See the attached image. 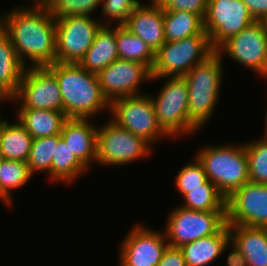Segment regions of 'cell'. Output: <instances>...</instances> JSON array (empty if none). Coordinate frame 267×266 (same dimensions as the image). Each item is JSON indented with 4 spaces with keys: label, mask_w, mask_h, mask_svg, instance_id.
<instances>
[{
    "label": "cell",
    "mask_w": 267,
    "mask_h": 266,
    "mask_svg": "<svg viewBox=\"0 0 267 266\" xmlns=\"http://www.w3.org/2000/svg\"><path fill=\"white\" fill-rule=\"evenodd\" d=\"M31 6H17L0 16V27L26 67L25 60L33 67L48 66L56 62V20L44 3Z\"/></svg>",
    "instance_id": "1"
},
{
    "label": "cell",
    "mask_w": 267,
    "mask_h": 266,
    "mask_svg": "<svg viewBox=\"0 0 267 266\" xmlns=\"http://www.w3.org/2000/svg\"><path fill=\"white\" fill-rule=\"evenodd\" d=\"M47 67L56 75L67 118L90 119L103 110H110L97 74L89 72L79 63L55 62Z\"/></svg>",
    "instance_id": "2"
},
{
    "label": "cell",
    "mask_w": 267,
    "mask_h": 266,
    "mask_svg": "<svg viewBox=\"0 0 267 266\" xmlns=\"http://www.w3.org/2000/svg\"><path fill=\"white\" fill-rule=\"evenodd\" d=\"M222 57L216 51L184 77L188 89L190 122L200 130L209 121L219 102L223 79Z\"/></svg>",
    "instance_id": "3"
},
{
    "label": "cell",
    "mask_w": 267,
    "mask_h": 266,
    "mask_svg": "<svg viewBox=\"0 0 267 266\" xmlns=\"http://www.w3.org/2000/svg\"><path fill=\"white\" fill-rule=\"evenodd\" d=\"M203 166L207 179L227 198L249 182L248 158L244 144L208 145L195 157Z\"/></svg>",
    "instance_id": "4"
},
{
    "label": "cell",
    "mask_w": 267,
    "mask_h": 266,
    "mask_svg": "<svg viewBox=\"0 0 267 266\" xmlns=\"http://www.w3.org/2000/svg\"><path fill=\"white\" fill-rule=\"evenodd\" d=\"M214 52L205 30L182 40L165 42L155 53L151 81L164 77H183Z\"/></svg>",
    "instance_id": "5"
},
{
    "label": "cell",
    "mask_w": 267,
    "mask_h": 266,
    "mask_svg": "<svg viewBox=\"0 0 267 266\" xmlns=\"http://www.w3.org/2000/svg\"><path fill=\"white\" fill-rule=\"evenodd\" d=\"M164 78L168 79L157 96L150 95L157 122L172 138L193 136L199 130L189 120L187 82L184 77Z\"/></svg>",
    "instance_id": "6"
},
{
    "label": "cell",
    "mask_w": 267,
    "mask_h": 266,
    "mask_svg": "<svg viewBox=\"0 0 267 266\" xmlns=\"http://www.w3.org/2000/svg\"><path fill=\"white\" fill-rule=\"evenodd\" d=\"M152 146L111 119L97 130L96 163L119 166L143 159L151 154Z\"/></svg>",
    "instance_id": "7"
},
{
    "label": "cell",
    "mask_w": 267,
    "mask_h": 266,
    "mask_svg": "<svg viewBox=\"0 0 267 266\" xmlns=\"http://www.w3.org/2000/svg\"><path fill=\"white\" fill-rule=\"evenodd\" d=\"M109 112L113 122L143 138L152 147L158 139L170 138L157 122L150 95L140 94L116 99L110 103Z\"/></svg>",
    "instance_id": "8"
},
{
    "label": "cell",
    "mask_w": 267,
    "mask_h": 266,
    "mask_svg": "<svg viewBox=\"0 0 267 266\" xmlns=\"http://www.w3.org/2000/svg\"><path fill=\"white\" fill-rule=\"evenodd\" d=\"M164 230L169 246L181 247L202 237L216 234L226 223V211H196L175 207Z\"/></svg>",
    "instance_id": "9"
},
{
    "label": "cell",
    "mask_w": 267,
    "mask_h": 266,
    "mask_svg": "<svg viewBox=\"0 0 267 266\" xmlns=\"http://www.w3.org/2000/svg\"><path fill=\"white\" fill-rule=\"evenodd\" d=\"M56 20V62L79 63L103 25L92 16H64Z\"/></svg>",
    "instance_id": "10"
},
{
    "label": "cell",
    "mask_w": 267,
    "mask_h": 266,
    "mask_svg": "<svg viewBox=\"0 0 267 266\" xmlns=\"http://www.w3.org/2000/svg\"><path fill=\"white\" fill-rule=\"evenodd\" d=\"M9 101L20 103L19 108L63 112L56 75L47 66L26 67L18 91Z\"/></svg>",
    "instance_id": "11"
},
{
    "label": "cell",
    "mask_w": 267,
    "mask_h": 266,
    "mask_svg": "<svg viewBox=\"0 0 267 266\" xmlns=\"http://www.w3.org/2000/svg\"><path fill=\"white\" fill-rule=\"evenodd\" d=\"M253 22L255 20L242 0H208L203 18L204 30L215 51Z\"/></svg>",
    "instance_id": "12"
},
{
    "label": "cell",
    "mask_w": 267,
    "mask_h": 266,
    "mask_svg": "<svg viewBox=\"0 0 267 266\" xmlns=\"http://www.w3.org/2000/svg\"><path fill=\"white\" fill-rule=\"evenodd\" d=\"M216 52L267 78V22L255 21L226 40Z\"/></svg>",
    "instance_id": "13"
},
{
    "label": "cell",
    "mask_w": 267,
    "mask_h": 266,
    "mask_svg": "<svg viewBox=\"0 0 267 266\" xmlns=\"http://www.w3.org/2000/svg\"><path fill=\"white\" fill-rule=\"evenodd\" d=\"M228 225L267 228V184L247 182L226 198Z\"/></svg>",
    "instance_id": "14"
},
{
    "label": "cell",
    "mask_w": 267,
    "mask_h": 266,
    "mask_svg": "<svg viewBox=\"0 0 267 266\" xmlns=\"http://www.w3.org/2000/svg\"><path fill=\"white\" fill-rule=\"evenodd\" d=\"M102 93L109 103L126 96L140 95L141 83L151 81V70L144 64L118 58L98 74Z\"/></svg>",
    "instance_id": "15"
},
{
    "label": "cell",
    "mask_w": 267,
    "mask_h": 266,
    "mask_svg": "<svg viewBox=\"0 0 267 266\" xmlns=\"http://www.w3.org/2000/svg\"><path fill=\"white\" fill-rule=\"evenodd\" d=\"M167 246L164 232L137 224L121 242L119 266H156Z\"/></svg>",
    "instance_id": "16"
},
{
    "label": "cell",
    "mask_w": 267,
    "mask_h": 266,
    "mask_svg": "<svg viewBox=\"0 0 267 266\" xmlns=\"http://www.w3.org/2000/svg\"><path fill=\"white\" fill-rule=\"evenodd\" d=\"M123 26L142 39L154 53L166 42L163 9L155 0L148 5L138 4Z\"/></svg>",
    "instance_id": "17"
},
{
    "label": "cell",
    "mask_w": 267,
    "mask_h": 266,
    "mask_svg": "<svg viewBox=\"0 0 267 266\" xmlns=\"http://www.w3.org/2000/svg\"><path fill=\"white\" fill-rule=\"evenodd\" d=\"M98 127L89 118H67L60 136L76 158L87 168L96 162ZM92 161V162H91Z\"/></svg>",
    "instance_id": "18"
},
{
    "label": "cell",
    "mask_w": 267,
    "mask_h": 266,
    "mask_svg": "<svg viewBox=\"0 0 267 266\" xmlns=\"http://www.w3.org/2000/svg\"><path fill=\"white\" fill-rule=\"evenodd\" d=\"M230 233L226 223L216 234L179 247L187 266H208L229 248Z\"/></svg>",
    "instance_id": "19"
},
{
    "label": "cell",
    "mask_w": 267,
    "mask_h": 266,
    "mask_svg": "<svg viewBox=\"0 0 267 266\" xmlns=\"http://www.w3.org/2000/svg\"><path fill=\"white\" fill-rule=\"evenodd\" d=\"M230 241L245 257L247 266H267V228L228 225Z\"/></svg>",
    "instance_id": "20"
},
{
    "label": "cell",
    "mask_w": 267,
    "mask_h": 266,
    "mask_svg": "<svg viewBox=\"0 0 267 266\" xmlns=\"http://www.w3.org/2000/svg\"><path fill=\"white\" fill-rule=\"evenodd\" d=\"M26 66L0 27V96L10 100L18 91Z\"/></svg>",
    "instance_id": "21"
},
{
    "label": "cell",
    "mask_w": 267,
    "mask_h": 266,
    "mask_svg": "<svg viewBox=\"0 0 267 266\" xmlns=\"http://www.w3.org/2000/svg\"><path fill=\"white\" fill-rule=\"evenodd\" d=\"M102 25L97 31L92 46L79 64L89 72L98 74L119 58L116 42V26Z\"/></svg>",
    "instance_id": "22"
},
{
    "label": "cell",
    "mask_w": 267,
    "mask_h": 266,
    "mask_svg": "<svg viewBox=\"0 0 267 266\" xmlns=\"http://www.w3.org/2000/svg\"><path fill=\"white\" fill-rule=\"evenodd\" d=\"M17 111L15 118H18L33 139L60 134L67 119L64 112L54 110L18 108Z\"/></svg>",
    "instance_id": "23"
},
{
    "label": "cell",
    "mask_w": 267,
    "mask_h": 266,
    "mask_svg": "<svg viewBox=\"0 0 267 266\" xmlns=\"http://www.w3.org/2000/svg\"><path fill=\"white\" fill-rule=\"evenodd\" d=\"M0 120V147L5 160L27 162L33 137L17 120Z\"/></svg>",
    "instance_id": "24"
},
{
    "label": "cell",
    "mask_w": 267,
    "mask_h": 266,
    "mask_svg": "<svg viewBox=\"0 0 267 266\" xmlns=\"http://www.w3.org/2000/svg\"><path fill=\"white\" fill-rule=\"evenodd\" d=\"M166 42L178 41L201 34L203 18L199 14L185 11H163Z\"/></svg>",
    "instance_id": "25"
},
{
    "label": "cell",
    "mask_w": 267,
    "mask_h": 266,
    "mask_svg": "<svg viewBox=\"0 0 267 266\" xmlns=\"http://www.w3.org/2000/svg\"><path fill=\"white\" fill-rule=\"evenodd\" d=\"M116 42L120 59L142 63L152 70L155 53L142 39L133 35L123 25H116Z\"/></svg>",
    "instance_id": "26"
},
{
    "label": "cell",
    "mask_w": 267,
    "mask_h": 266,
    "mask_svg": "<svg viewBox=\"0 0 267 266\" xmlns=\"http://www.w3.org/2000/svg\"><path fill=\"white\" fill-rule=\"evenodd\" d=\"M88 170L72 153L69 146L58 134V144L51 165V180L53 182L71 183Z\"/></svg>",
    "instance_id": "27"
},
{
    "label": "cell",
    "mask_w": 267,
    "mask_h": 266,
    "mask_svg": "<svg viewBox=\"0 0 267 266\" xmlns=\"http://www.w3.org/2000/svg\"><path fill=\"white\" fill-rule=\"evenodd\" d=\"M33 176L27 162L3 160L0 164V199L9 207L13 204L12 191L25 186Z\"/></svg>",
    "instance_id": "28"
},
{
    "label": "cell",
    "mask_w": 267,
    "mask_h": 266,
    "mask_svg": "<svg viewBox=\"0 0 267 266\" xmlns=\"http://www.w3.org/2000/svg\"><path fill=\"white\" fill-rule=\"evenodd\" d=\"M181 206L196 211H226V198L209 180L204 188L187 189Z\"/></svg>",
    "instance_id": "29"
},
{
    "label": "cell",
    "mask_w": 267,
    "mask_h": 266,
    "mask_svg": "<svg viewBox=\"0 0 267 266\" xmlns=\"http://www.w3.org/2000/svg\"><path fill=\"white\" fill-rule=\"evenodd\" d=\"M57 144L58 135L33 139L27 160V165L32 176L35 172H44L49 174L48 176L51 180V165Z\"/></svg>",
    "instance_id": "30"
},
{
    "label": "cell",
    "mask_w": 267,
    "mask_h": 266,
    "mask_svg": "<svg viewBox=\"0 0 267 266\" xmlns=\"http://www.w3.org/2000/svg\"><path fill=\"white\" fill-rule=\"evenodd\" d=\"M263 138L244 143L248 158L249 181L267 184V133Z\"/></svg>",
    "instance_id": "31"
},
{
    "label": "cell",
    "mask_w": 267,
    "mask_h": 266,
    "mask_svg": "<svg viewBox=\"0 0 267 266\" xmlns=\"http://www.w3.org/2000/svg\"><path fill=\"white\" fill-rule=\"evenodd\" d=\"M103 0H46L51 15L57 19L64 16H91Z\"/></svg>",
    "instance_id": "32"
},
{
    "label": "cell",
    "mask_w": 267,
    "mask_h": 266,
    "mask_svg": "<svg viewBox=\"0 0 267 266\" xmlns=\"http://www.w3.org/2000/svg\"><path fill=\"white\" fill-rule=\"evenodd\" d=\"M175 178L174 185L182 197L187 193V189L204 188V183L208 180L203 166L196 158L186 163Z\"/></svg>",
    "instance_id": "33"
},
{
    "label": "cell",
    "mask_w": 267,
    "mask_h": 266,
    "mask_svg": "<svg viewBox=\"0 0 267 266\" xmlns=\"http://www.w3.org/2000/svg\"><path fill=\"white\" fill-rule=\"evenodd\" d=\"M140 3L139 0H103L101 12L104 21H101V23L111 25L117 22V25H123L134 8Z\"/></svg>",
    "instance_id": "34"
},
{
    "label": "cell",
    "mask_w": 267,
    "mask_h": 266,
    "mask_svg": "<svg viewBox=\"0 0 267 266\" xmlns=\"http://www.w3.org/2000/svg\"><path fill=\"white\" fill-rule=\"evenodd\" d=\"M163 11H185L204 18L208 0H155Z\"/></svg>",
    "instance_id": "35"
},
{
    "label": "cell",
    "mask_w": 267,
    "mask_h": 266,
    "mask_svg": "<svg viewBox=\"0 0 267 266\" xmlns=\"http://www.w3.org/2000/svg\"><path fill=\"white\" fill-rule=\"evenodd\" d=\"M156 266H187L179 247L167 246L160 262Z\"/></svg>",
    "instance_id": "36"
},
{
    "label": "cell",
    "mask_w": 267,
    "mask_h": 266,
    "mask_svg": "<svg viewBox=\"0 0 267 266\" xmlns=\"http://www.w3.org/2000/svg\"><path fill=\"white\" fill-rule=\"evenodd\" d=\"M255 21L267 22V0H242Z\"/></svg>",
    "instance_id": "37"
},
{
    "label": "cell",
    "mask_w": 267,
    "mask_h": 266,
    "mask_svg": "<svg viewBox=\"0 0 267 266\" xmlns=\"http://www.w3.org/2000/svg\"><path fill=\"white\" fill-rule=\"evenodd\" d=\"M231 245V246H230ZM229 249H232L229 252V255L226 257V266H247L245 257L240 252V250L235 246V244L229 241Z\"/></svg>",
    "instance_id": "38"
},
{
    "label": "cell",
    "mask_w": 267,
    "mask_h": 266,
    "mask_svg": "<svg viewBox=\"0 0 267 266\" xmlns=\"http://www.w3.org/2000/svg\"><path fill=\"white\" fill-rule=\"evenodd\" d=\"M3 160H4V156H3V153L0 147V164L3 162Z\"/></svg>",
    "instance_id": "39"
},
{
    "label": "cell",
    "mask_w": 267,
    "mask_h": 266,
    "mask_svg": "<svg viewBox=\"0 0 267 266\" xmlns=\"http://www.w3.org/2000/svg\"><path fill=\"white\" fill-rule=\"evenodd\" d=\"M265 113H266V114H265V121H266V123H265V130H264V132L267 133V110H266Z\"/></svg>",
    "instance_id": "40"
},
{
    "label": "cell",
    "mask_w": 267,
    "mask_h": 266,
    "mask_svg": "<svg viewBox=\"0 0 267 266\" xmlns=\"http://www.w3.org/2000/svg\"><path fill=\"white\" fill-rule=\"evenodd\" d=\"M3 101L5 102V101H9V100L6 99L5 97L0 96V104H2L1 102H3ZM0 120H1V117H0Z\"/></svg>",
    "instance_id": "41"
},
{
    "label": "cell",
    "mask_w": 267,
    "mask_h": 266,
    "mask_svg": "<svg viewBox=\"0 0 267 266\" xmlns=\"http://www.w3.org/2000/svg\"><path fill=\"white\" fill-rule=\"evenodd\" d=\"M46 0H34L33 2H34V4L35 3H44Z\"/></svg>",
    "instance_id": "42"
}]
</instances>
